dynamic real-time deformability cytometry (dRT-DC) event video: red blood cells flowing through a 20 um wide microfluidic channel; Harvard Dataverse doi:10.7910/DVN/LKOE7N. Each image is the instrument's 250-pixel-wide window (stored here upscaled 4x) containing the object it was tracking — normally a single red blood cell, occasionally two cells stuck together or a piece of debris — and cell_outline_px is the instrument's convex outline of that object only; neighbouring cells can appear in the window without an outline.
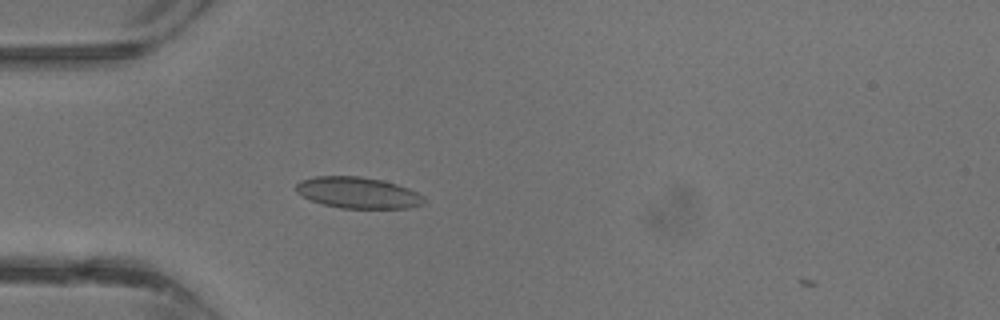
{"species": "common noctule bat (a hibernating species)", "species_latin": "Nyctalus noctula", "temperature_condition": "warm", "stored_images_in_passage": 4, "camera_frame_rate_fps": 3000, "um_per_image_px": 0.085, "animal": {"sex": "male", "body_mass_g": 13.3}, "frame": {"image": 1, "passage_image": 3, "time_ms": 0.667, "image_size_px": [1000, 320], "cell_outline_px": [[424, 204], [408, 208], [340, 208], [324, 204], [312, 200], [296, 192], [296, 184], [300, 180], [316, 176], [360, 176], [384, 180], [408, 188], [424, 196]], "centroid_in_image_um": [30.44, 16.37], "position_along_channel_um": 54.6, "area_um2": 23.24}}